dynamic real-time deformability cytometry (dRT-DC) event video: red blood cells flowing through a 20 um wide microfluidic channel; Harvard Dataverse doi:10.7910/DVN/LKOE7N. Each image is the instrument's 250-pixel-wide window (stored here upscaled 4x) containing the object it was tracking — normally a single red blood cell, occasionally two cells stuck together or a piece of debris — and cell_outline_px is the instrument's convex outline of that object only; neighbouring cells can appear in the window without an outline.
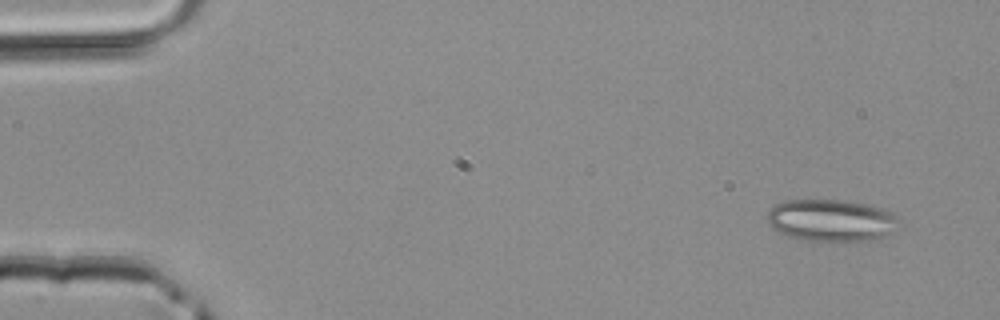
{"species": "common noctule bat (a hibernating species)", "species_latin": "Nyctalus noctula", "temperature_condition": "room temperature", "stored_images_in_passage": 42, "camera_frame_rate_fps": 3000, "um_per_image_px": 0.085, "animal": {"sex": "male", "body_mass_g": 20.4}, "frame": {"image": 1, "passage_image": 1, "time_ms": 0.0, "image_size_px": [1000, 320], "cell_outline_px": [[900, 228], [884, 236], [872, 240], [832, 244], [800, 240], [788, 236], [772, 228], [768, 224], [768, 212], [776, 204], [784, 200], [844, 200], [884, 208], [892, 212]], "centroid_in_image_um": [70.66, 18.78], "position_along_channel_um": 14.3, "area_um2": 33.12}}
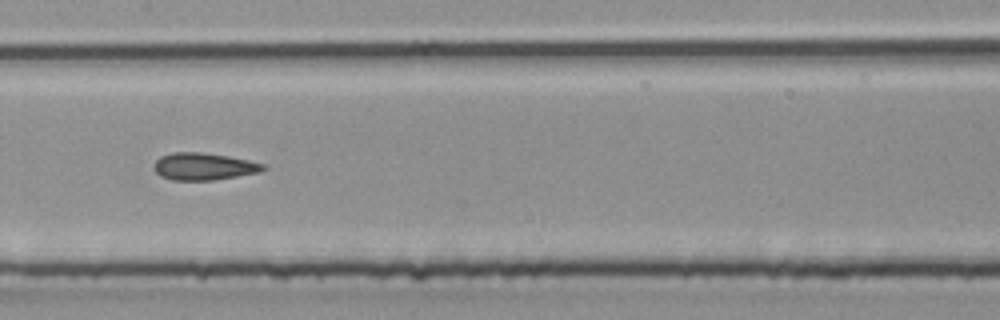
{"frame": {"image": 2, "passage_image": 20, "time_ms": 6.333, "image_size_px": [1000, 320], "cell_outline_px": [[268, 168], [260, 172], [212, 180], [172, 180], [160, 176], [152, 168], [156, 160], [160, 156], [172, 152], [200, 152], [228, 156], [268, 164]], "centroid_in_image_um": [17.32, 14.14], "position_along_channel_um": 190.1, "area_um2": 17.46}}
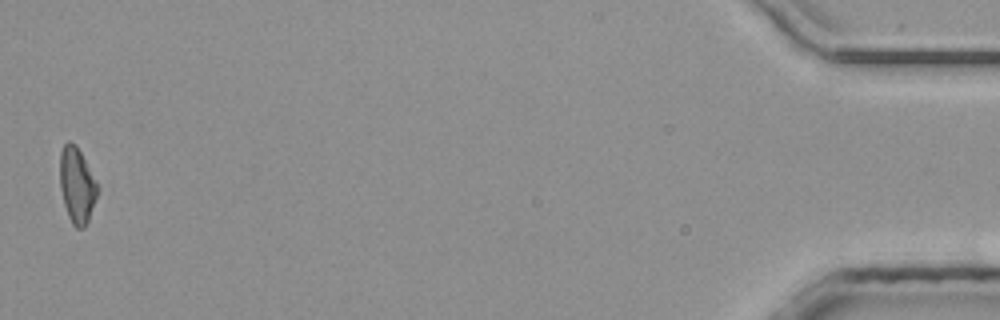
{"frame": {"image": 3, "passage_image": 42, "time_ms": 13.667, "image_size_px": [1000, 320], "cell_outline_px": [[100, 188], [88, 220], [84, 228], [76, 228], [72, 224], [68, 216], [64, 204], [60, 188], [60, 152], [64, 144], [68, 140], [76, 144], [96, 180]], "centroid_in_image_um": [6.54, 15.74], "position_along_channel_um": 428.7, "area_um2": 16.65}}